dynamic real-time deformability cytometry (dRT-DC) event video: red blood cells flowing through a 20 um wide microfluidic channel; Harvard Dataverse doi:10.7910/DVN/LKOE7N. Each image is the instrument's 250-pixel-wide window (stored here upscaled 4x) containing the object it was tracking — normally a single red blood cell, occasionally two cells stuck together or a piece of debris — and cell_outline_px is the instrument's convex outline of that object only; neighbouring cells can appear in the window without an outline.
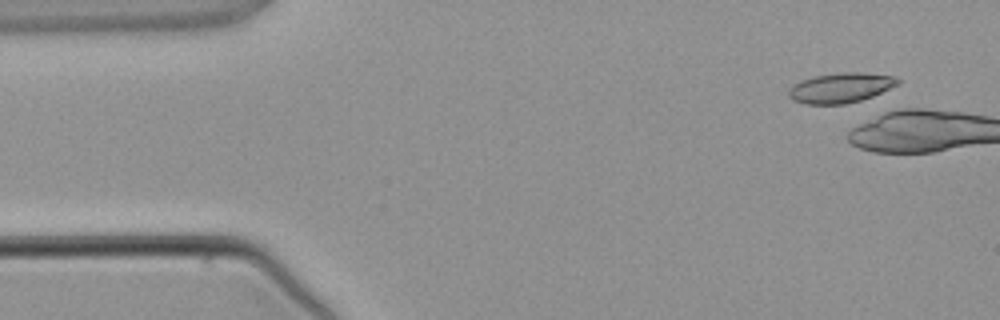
{"species": "common noctule bat (a hibernating species)", "species_latin": "Nyctalus noctula", "temperature_condition": "warm", "stored_images_in_passage": 4, "camera_frame_rate_fps": 3000, "um_per_image_px": 0.085, "animal": {"sex": "male", "body_mass_g": 21.5, "forearm_length_mm": 52.0}, "frame": {"image": 1, "passage_image": 1, "time_ms": 0.0, "image_size_px": [1000, 320], "cell_outline_px": [[900, 84], [872, 96], [860, 100], [844, 104], [804, 104], [792, 100], [788, 96], [788, 88], [800, 80], [816, 76], [844, 72], [864, 72], [896, 76], [900, 80]], "centroid_in_image_um": [71.46, 7.46], "position_along_channel_um": 13.5, "area_um2": 19.19}}